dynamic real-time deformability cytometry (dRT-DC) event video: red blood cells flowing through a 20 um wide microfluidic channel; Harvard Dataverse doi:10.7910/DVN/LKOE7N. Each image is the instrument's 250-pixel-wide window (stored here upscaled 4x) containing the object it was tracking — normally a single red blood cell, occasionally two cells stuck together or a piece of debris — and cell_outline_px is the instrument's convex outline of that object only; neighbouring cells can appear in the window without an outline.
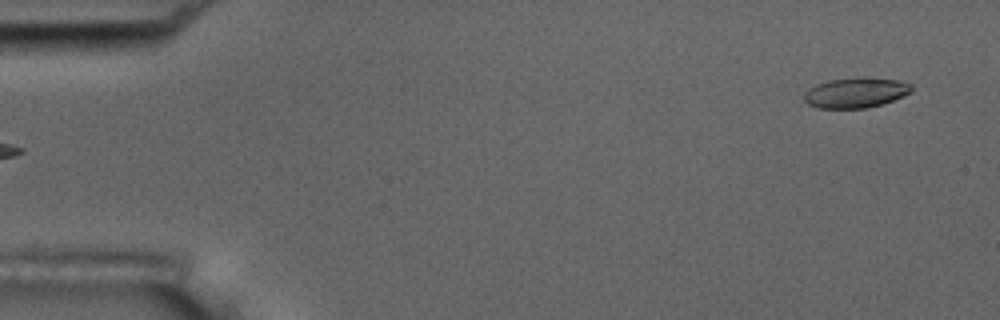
{"species": "common noctule bat (a hibernating species)", "species_latin": "Nyctalus noctula", "temperature_condition": "room temperature", "stored_images_in_passage": 6, "segment_of_instrument_passage": [2, 2], "camera_frame_rate_fps": 3000, "um_per_image_px": 0.085, "animal": {"sex": "male", "body_mass_g": 17.5, "forearm_length_mm": 52.3}, "frame": {"image": 1, "passage_image": 6, "time_ms": 5.667, "image_size_px": [1000, 320], "cell_outline_px": [[912, 92], [904, 96], [880, 104], [864, 108], [820, 108], [808, 104], [804, 100], [804, 92], [808, 88], [816, 84], [828, 80], [856, 76], [864, 76], [896, 80], [912, 84]], "centroid_in_image_um": [72.72, 7.85], "position_along_channel_um": 12.3, "area_um2": 19.13}}